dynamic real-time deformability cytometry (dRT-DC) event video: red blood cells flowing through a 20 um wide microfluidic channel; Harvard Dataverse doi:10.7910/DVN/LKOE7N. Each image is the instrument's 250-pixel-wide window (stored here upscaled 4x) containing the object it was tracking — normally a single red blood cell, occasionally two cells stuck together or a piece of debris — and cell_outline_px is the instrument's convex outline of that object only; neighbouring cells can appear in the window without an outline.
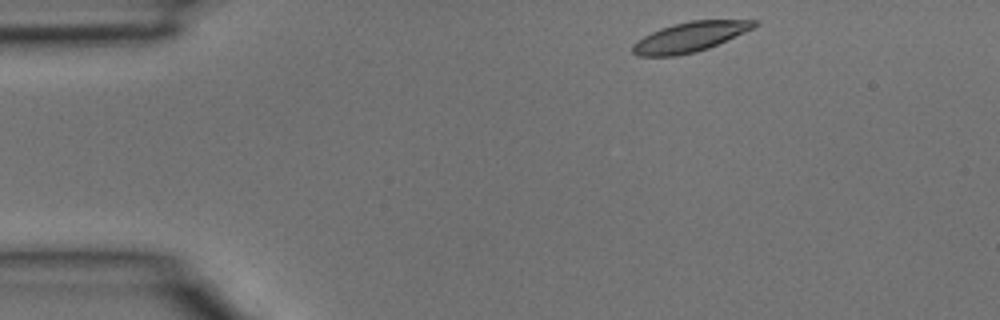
{"species": "common noctule bat (a hibernating species)", "species_latin": "Nyctalus noctula", "temperature_condition": "room temperature", "stored_images_in_passage": 8, "camera_frame_rate_fps": 3000, "um_per_image_px": 0.085, "animal": {"sex": "male", "body_mass_g": 15.6}, "frame": {"image": 1, "passage_image": 1, "time_ms": 0.0, "image_size_px": [1000, 320], "cell_outline_px": [[756, 24], [752, 28], [744, 32], [708, 48], [696, 52], [676, 56], [636, 56], [632, 52], [632, 44], [636, 40], [660, 28], [692, 20], [756, 20]], "centroid_in_image_um": [58.57, 3.16], "position_along_channel_um": 26.4, "area_um2": 20.87}}
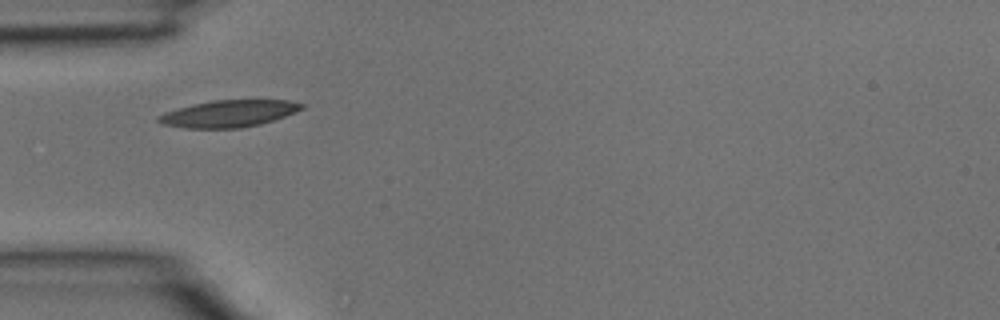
{"frame": {"image": 2, "passage_image": 7, "time_ms": 2.0, "image_size_px": [1000, 320], "cell_outline_px": [[304, 108], [284, 116], [260, 124], [240, 128], [184, 128], [164, 124], [156, 120], [156, 116], [164, 112], [192, 104], [212, 100], [288, 100], [304, 104]], "centroid_in_image_um": [19.4, 9.65], "position_along_channel_um": 65.6, "area_um2": 22.37}}